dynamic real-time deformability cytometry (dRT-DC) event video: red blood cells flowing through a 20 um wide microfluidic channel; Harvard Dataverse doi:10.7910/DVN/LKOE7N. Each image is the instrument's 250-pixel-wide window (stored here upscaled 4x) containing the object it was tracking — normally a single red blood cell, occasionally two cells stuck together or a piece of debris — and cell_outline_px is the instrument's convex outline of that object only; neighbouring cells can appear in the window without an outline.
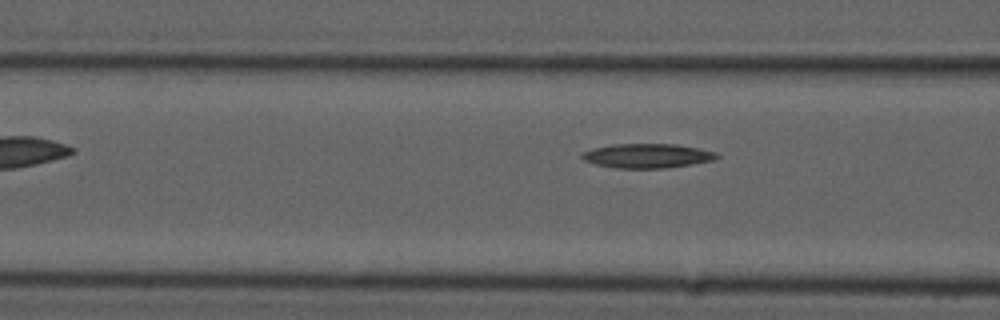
{"species": "common noctule bat (a hibernating species)", "species_latin": "Nyctalus noctula", "temperature_condition": "cold", "stored_images_in_passage": 4, "camera_frame_rate_fps": 3000, "um_per_image_px": 0.085, "animal": {"sex": "male", "forearm_length_mm": 52.5}, "frame": {"image": 1, "passage_image": 4, "time_ms": 4.333, "image_size_px": [1000, 320], "cell_outline_px": [[720, 156], [716, 160], [692, 164], [664, 168], [616, 168], [596, 164], [584, 160], [580, 156], [584, 152], [592, 148], [612, 144], [676, 144], [716, 152]], "centroid_in_image_um": [55.03, 13.24], "position_along_channel_um": 111.6, "area_um2": 19.07}}